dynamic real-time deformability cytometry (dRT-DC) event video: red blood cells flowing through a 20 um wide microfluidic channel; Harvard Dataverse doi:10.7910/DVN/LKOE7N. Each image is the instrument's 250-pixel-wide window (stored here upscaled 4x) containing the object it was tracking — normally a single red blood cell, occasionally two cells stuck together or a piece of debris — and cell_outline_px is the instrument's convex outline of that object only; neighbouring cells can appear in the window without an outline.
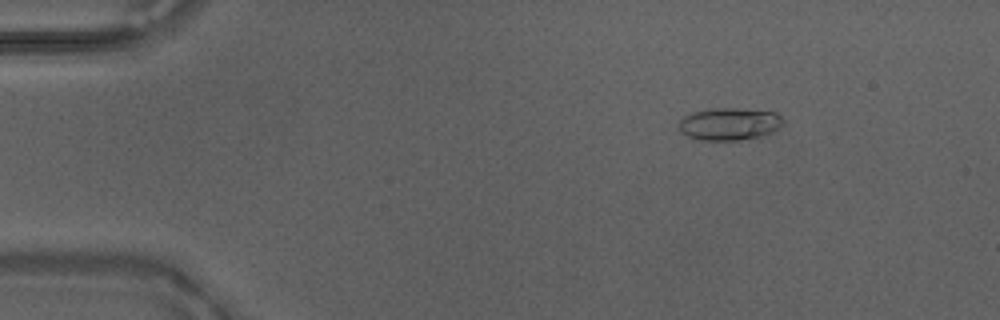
{"species": "Egyptian fruit bat (a non-hibernating species)", "species_latin": "Rousettus aegyptiacus", "temperature_condition": "warm", "stored_images_in_passage": 43, "camera_frame_rate_fps": 3000, "um_per_image_px": 0.085, "animal": {"sex": "male"}, "frame": {"image": 1, "passage_image": 1, "time_ms": 0.0, "image_size_px": [1000, 320], "cell_outline_px": [[784, 124], [780, 128], [772, 132], [760, 136], [736, 140], [700, 140], [688, 136], [680, 132], [676, 124], [684, 116], [692, 112], [712, 108], [732, 108], [776, 112], [784, 120]], "centroid_in_image_um": [61.97, 10.53], "position_along_channel_um": 23.0, "area_um2": 19.83}}
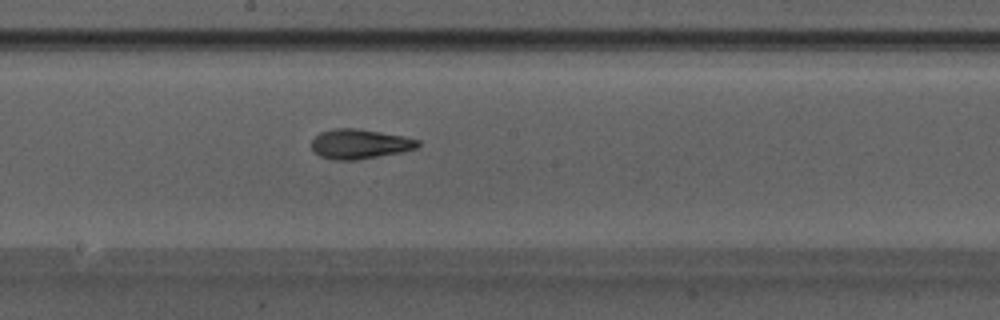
{"frame": {"image": 2, "passage_image": 21, "time_ms": 6.667, "image_size_px": [1000, 320], "cell_outline_px": [[420, 144], [416, 148], [404, 152], [356, 160], [332, 160], [320, 156], [312, 148], [312, 140], [320, 132], [332, 128], [360, 128], [404, 136], [420, 140]], "centroid_in_image_um": [30.6, 12.23], "position_along_channel_um": 217.6, "area_um2": 18.61}}
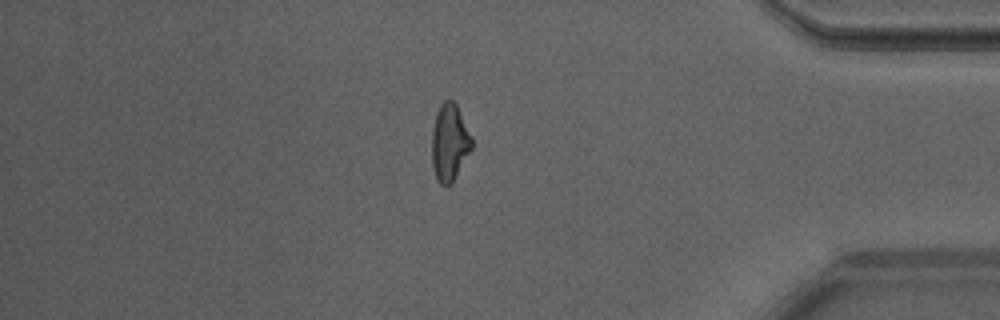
{"frame": {"image": 3, "passage_image": 36, "time_ms": 11.667, "image_size_px": [1000, 320], "cell_outline_px": [[472, 148], [452, 184], [440, 184], [436, 180], [432, 168], [432, 128], [436, 112], [440, 104], [444, 100], [452, 100], [456, 104], [472, 136]], "centroid_in_image_um": [38.2, 12.12], "position_along_channel_um": 397.0, "area_um2": 18.09}, "authors_computed_cell_mechanics": {"area_um2": 18.3226, "velocity_mm_per_s": 4.2039, "shape_relaxation_time_tau1_ms": 3.4318, "shape_relaxation_time_tau2_ms": 3.0743, "deformation_change_tau1": 0.1617, "deformation_change_tau2": 0.0882}}